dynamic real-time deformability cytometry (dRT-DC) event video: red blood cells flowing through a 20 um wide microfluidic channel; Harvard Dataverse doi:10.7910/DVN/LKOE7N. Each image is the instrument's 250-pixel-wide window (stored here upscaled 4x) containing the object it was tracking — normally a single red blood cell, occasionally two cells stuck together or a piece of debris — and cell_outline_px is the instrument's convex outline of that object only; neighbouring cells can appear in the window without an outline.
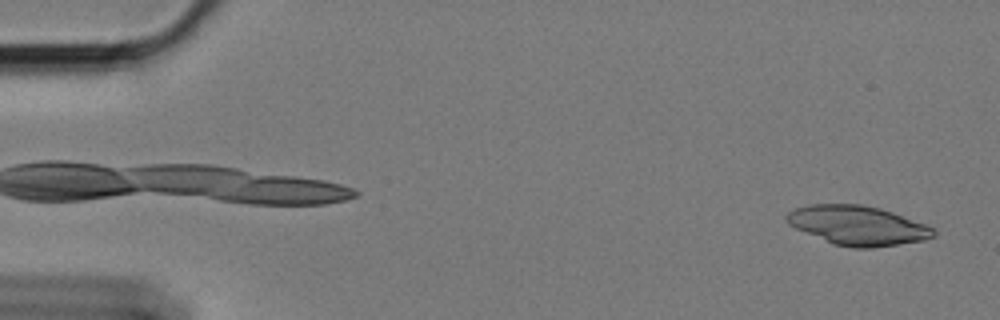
{"species": "Egyptian fruit bat (a non-hibernating species)", "species_latin": "Rousettus aegyptiacus", "temperature_condition": "cold", "stored_images_in_passage": 58, "camera_frame_rate_fps": 3000, "um_per_image_px": 0.085, "animal": {"sex": "female"}, "frame": {"image": 1, "passage_image": 2, "time_ms": 0.333, "image_size_px": [1000, 320], "cell_outline_px": [[936, 236], [924, 240], [872, 248], [856, 248], [832, 244], [796, 228], [788, 224], [784, 220], [784, 216], [788, 212], [796, 208], [808, 204], [860, 204], [880, 208], [892, 212], [936, 228]], "centroid_in_image_um": [72.9, 19.16], "position_along_channel_um": 12.1, "area_um2": 33.76}}